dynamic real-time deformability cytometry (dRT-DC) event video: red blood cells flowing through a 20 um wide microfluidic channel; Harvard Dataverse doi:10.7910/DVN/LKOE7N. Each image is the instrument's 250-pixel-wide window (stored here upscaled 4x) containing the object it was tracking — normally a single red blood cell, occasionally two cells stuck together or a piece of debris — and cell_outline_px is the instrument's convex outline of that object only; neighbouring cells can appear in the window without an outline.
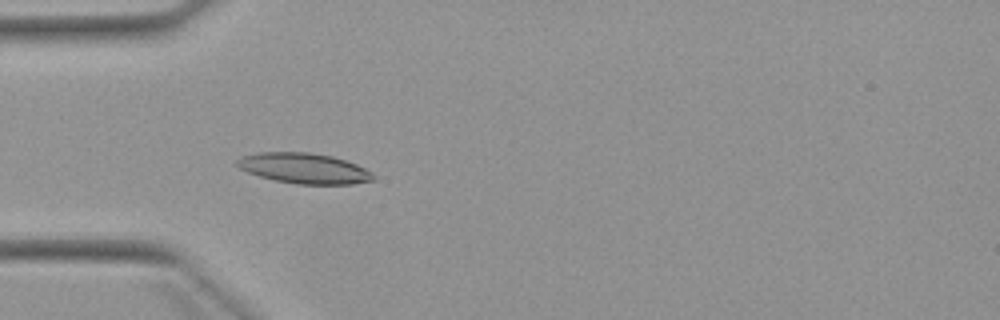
{"species": "Egyptian fruit bat (a non-hibernating species)", "species_latin": "Rousettus aegyptiacus", "temperature_condition": "warm", "stored_images_in_passage": 5, "camera_frame_rate_fps": 3000, "um_per_image_px": 0.085, "animal": {"sex": "female"}, "frame": {"image": 1, "passage_image": 5, "time_ms": 4.667, "image_size_px": [1000, 320], "cell_outline_px": [[376, 180], [352, 184], [296, 184], [276, 180], [260, 176], [248, 172], [240, 168], [236, 164], [236, 160], [240, 156], [260, 152], [308, 152], [332, 156], [356, 164], [372, 172], [376, 176]], "centroid_in_image_um": [25.87, 14.3], "position_along_channel_um": 59.1, "area_um2": 24.16}}